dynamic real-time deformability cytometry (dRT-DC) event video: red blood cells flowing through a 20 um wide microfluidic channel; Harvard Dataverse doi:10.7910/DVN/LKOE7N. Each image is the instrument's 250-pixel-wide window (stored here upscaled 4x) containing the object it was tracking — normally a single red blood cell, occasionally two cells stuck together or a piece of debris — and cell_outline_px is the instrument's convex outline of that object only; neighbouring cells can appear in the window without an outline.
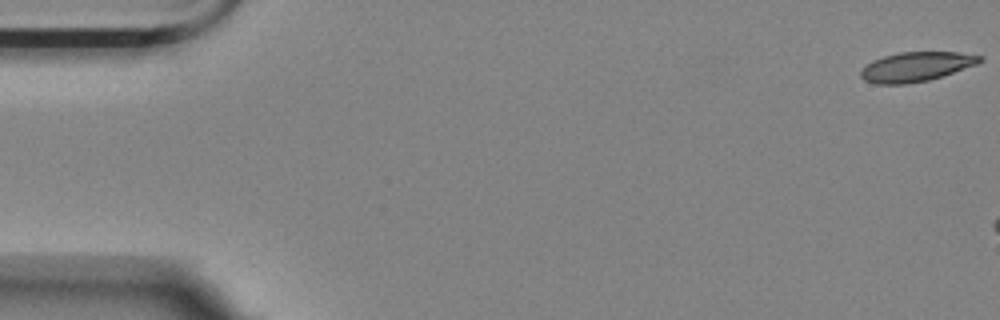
{"species": "Egyptian fruit bat (a non-hibernating species)", "species_latin": "Rousettus aegyptiacus", "temperature_condition": "room temperature", "stored_images_in_passage": 8, "camera_frame_rate_fps": 3000, "um_per_image_px": 0.085, "animal": {"sex": "female"}, "frame": {"image": 1, "passage_image": 1, "time_ms": 0.0, "image_size_px": [1000, 320], "cell_outline_px": [[984, 60], [976, 64], [928, 80], [908, 84], [876, 84], [864, 80], [860, 76], [860, 72], [872, 60], [884, 56], [900, 52], [956, 52], [984, 56]], "centroid_in_image_um": [77.86, 5.67], "position_along_channel_um": 7.1, "area_um2": 20.23}}